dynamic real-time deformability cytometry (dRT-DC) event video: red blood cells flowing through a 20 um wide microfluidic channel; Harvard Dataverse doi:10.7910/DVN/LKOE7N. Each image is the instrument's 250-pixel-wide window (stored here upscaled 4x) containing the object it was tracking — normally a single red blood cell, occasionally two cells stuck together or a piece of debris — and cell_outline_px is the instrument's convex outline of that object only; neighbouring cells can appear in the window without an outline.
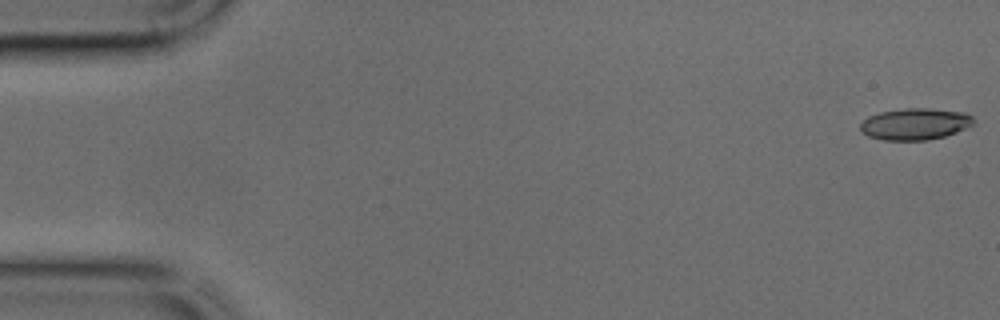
{"species": "common noctule bat (a hibernating species)", "species_latin": "Nyctalus noctula", "temperature_condition": "cold", "stored_images_in_passage": 16, "camera_frame_rate_fps": 3000, "um_per_image_px": 0.085, "animal": {"sex": "male", "body_mass_g": 17.9, "forearm_length_mm": 54.2}, "frame": {"image": 1, "passage_image": 1, "time_ms": 0.0, "image_size_px": [1000, 320], "cell_outline_px": [[976, 124], [956, 132], [944, 136], [928, 140], [884, 140], [868, 136], [860, 128], [860, 124], [868, 116], [880, 112], [904, 108], [932, 108], [964, 112], [972, 116]], "centroid_in_image_um": [77.81, 10.53], "position_along_channel_um": 7.2, "area_um2": 20.92}}
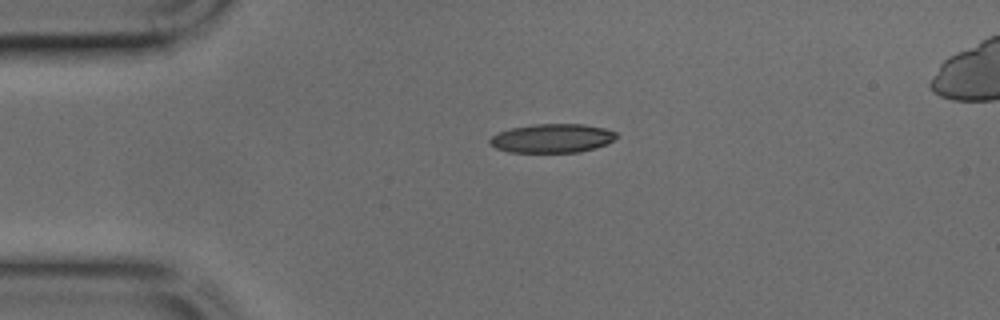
{"frame": {"image": 2, "passage_image": 10, "time_ms": 3.0, "image_size_px": [1000, 320], "cell_outline_px": [[620, 136], [616, 140], [608, 144], [596, 148], [580, 152], [508, 152], [496, 148], [488, 144], [488, 140], [492, 136], [500, 132], [512, 128], [532, 124], [584, 124], [604, 128], [616, 132]], "centroid_in_image_um": [46.98, 11.76], "position_along_channel_um": 38.0, "area_um2": 21.56}}